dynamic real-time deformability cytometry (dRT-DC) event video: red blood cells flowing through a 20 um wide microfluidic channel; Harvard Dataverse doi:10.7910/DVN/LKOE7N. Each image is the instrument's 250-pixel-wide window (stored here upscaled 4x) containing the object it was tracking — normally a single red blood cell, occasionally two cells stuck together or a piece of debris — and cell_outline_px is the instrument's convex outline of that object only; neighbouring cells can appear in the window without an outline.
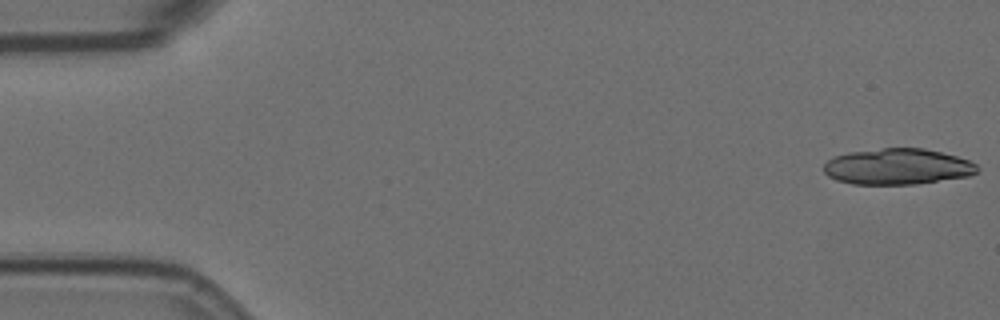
{"species": "Egyptian fruit bat (a non-hibernating species)", "species_latin": "Rousettus aegyptiacus", "temperature_condition": "room temperature", "stored_images_in_passage": 7, "segment_of_instrument_passage": [1, 2], "camera_frame_rate_fps": 3000, "um_per_image_px": 0.085, "animal": {"sex": "female"}, "frame": {"image": 1, "passage_image": 1, "time_ms": 0.0, "image_size_px": [1000, 320], "cell_outline_px": [[980, 168], [976, 172], [968, 176], [916, 184], [852, 184], [836, 180], [828, 176], [824, 172], [824, 164], [832, 156], [848, 152], [884, 148], [924, 148], [956, 156], [968, 160], [976, 164]], "centroid_in_image_um": [76.26, 14.16], "position_along_channel_um": 8.7, "area_um2": 32.19}}